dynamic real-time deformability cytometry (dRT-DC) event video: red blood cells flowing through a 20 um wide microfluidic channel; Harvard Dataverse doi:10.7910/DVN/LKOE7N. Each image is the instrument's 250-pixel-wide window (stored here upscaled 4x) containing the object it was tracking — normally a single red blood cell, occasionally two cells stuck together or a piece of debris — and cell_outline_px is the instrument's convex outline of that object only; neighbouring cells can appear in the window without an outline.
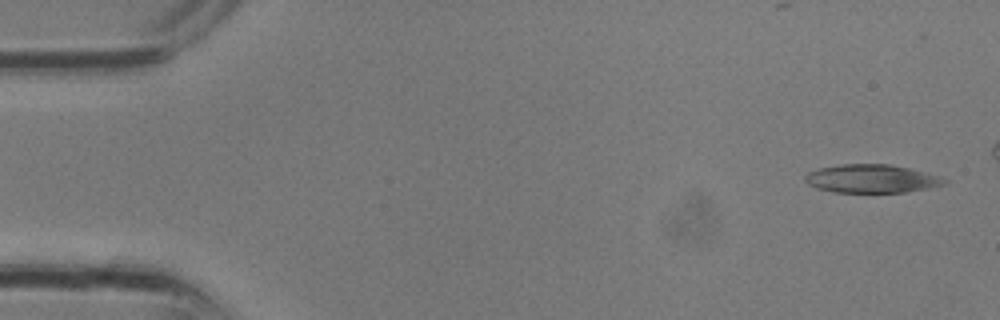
{"species": "common noctule bat (a hibernating species)", "species_latin": "Nyctalus noctula", "temperature_condition": "room temperature", "stored_images_in_passage": 9, "camera_frame_rate_fps": 3000, "um_per_image_px": 0.085, "animal": {"sex": "male", "body_mass_g": 13.3}, "frame": {"image": 1, "passage_image": 1, "time_ms": 0.0, "image_size_px": [1000, 320], "cell_outline_px": [[948, 184], [928, 188], [904, 192], [836, 192], [816, 188], [808, 184], [804, 180], [804, 176], [808, 172], [820, 168], [840, 164], [888, 164], [908, 168], [936, 176], [948, 180]], "centroid_in_image_um": [74.05, 15.19], "position_along_channel_um": 11.0, "area_um2": 22.77}}